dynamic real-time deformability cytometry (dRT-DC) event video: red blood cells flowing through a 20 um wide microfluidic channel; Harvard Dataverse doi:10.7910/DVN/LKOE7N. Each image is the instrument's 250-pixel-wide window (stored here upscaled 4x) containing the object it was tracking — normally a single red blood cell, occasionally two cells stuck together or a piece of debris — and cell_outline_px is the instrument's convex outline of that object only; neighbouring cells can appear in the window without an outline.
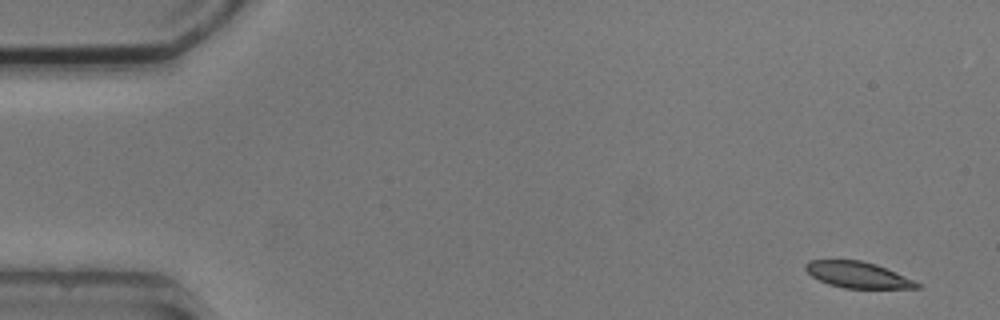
{"species": "common noctule bat (a hibernating species)", "species_latin": "Nyctalus noctula", "temperature_condition": "cold", "stored_images_in_passage": 4, "camera_frame_rate_fps": 3000, "um_per_image_px": 0.085, "animal": {"sex": "male", "body_mass_g": 20.5, "forearm_length_mm": 52.5}, "frame": {"image": 1, "passage_image": 1, "time_ms": 0.0, "image_size_px": [1000, 320], "cell_outline_px": [[920, 288], [844, 288], [828, 284], [812, 276], [804, 268], [804, 264], [808, 260], [860, 260], [876, 264], [896, 272], [920, 284]], "centroid_in_image_um": [72.87, 23.35], "position_along_channel_um": 12.1, "area_um2": 16.82}}
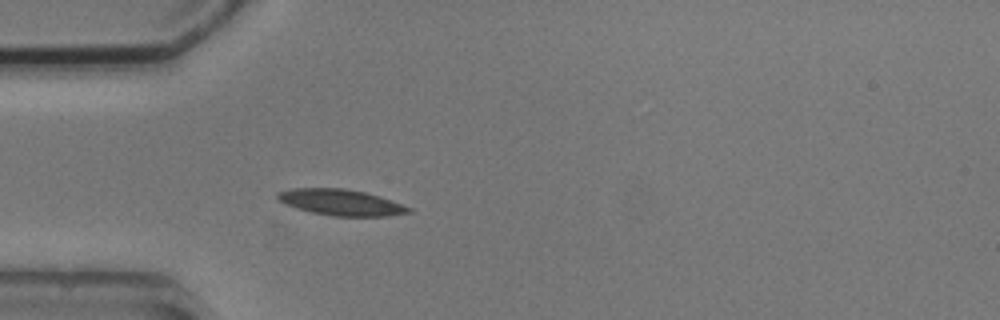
{"frame": {"image": 2, "passage_image": 4, "time_ms": 4.333, "image_size_px": [1000, 320], "cell_outline_px": [[412, 212], [388, 216], [332, 216], [312, 212], [296, 208], [280, 200], [276, 196], [276, 192], [296, 188], [344, 188], [364, 192], [380, 196], [412, 208]], "centroid_in_image_um": [29.01, 17.2], "position_along_channel_um": 56.0, "area_um2": 19.77}}